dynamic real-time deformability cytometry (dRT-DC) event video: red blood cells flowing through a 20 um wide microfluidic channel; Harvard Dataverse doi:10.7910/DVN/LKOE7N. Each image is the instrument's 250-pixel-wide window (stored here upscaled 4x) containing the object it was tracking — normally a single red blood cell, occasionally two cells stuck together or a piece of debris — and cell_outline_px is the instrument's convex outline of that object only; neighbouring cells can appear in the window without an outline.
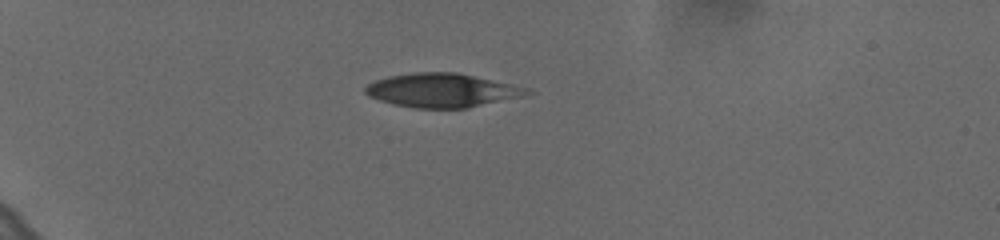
{"species": "human", "species_latin": "Homo sapiens", "temperature_condition": "cold", "stored_images_in_passage": 5, "camera_frame_rate_fps": 3000, "um_per_image_px": 0.085, "donor": {"sex": "female"}, "frame": {"image": 1, "passage_image": 1, "time_ms": 0.0, "image_size_px": [1000, 240], "cell_outline_px": [[536, 92], [520, 96], [468, 108], [416, 108], [392, 104], [368, 96], [364, 92], [364, 88], [368, 84], [376, 80], [388, 76], [412, 72], [456, 72], [512, 84], [528, 88]], "centroid_in_image_um": [37.54, 7.67], "position_along_channel_um": 47.5, "area_um2": 31.79}}
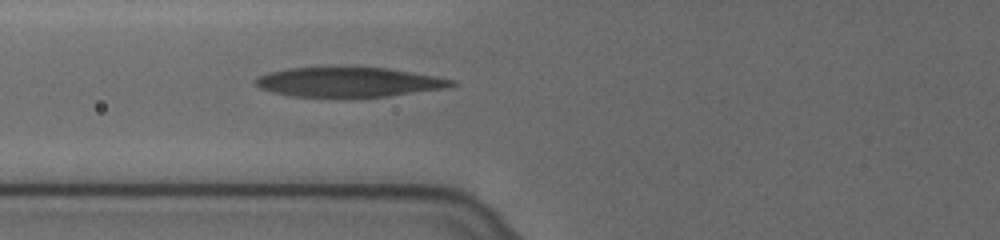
{"frame": {"image": 2, "passage_image": 5, "time_ms": 1.333, "image_size_px": [1000, 240], "cell_outline_px": [[456, 84], [448, 88], [388, 96], [292, 96], [272, 92], [260, 88], [256, 84], [256, 80], [260, 76], [268, 72], [288, 68], [384, 68], [456, 80]], "centroid_in_image_um": [29.65, 6.98], "position_along_channel_um": 96.1, "area_um2": 33.0}}